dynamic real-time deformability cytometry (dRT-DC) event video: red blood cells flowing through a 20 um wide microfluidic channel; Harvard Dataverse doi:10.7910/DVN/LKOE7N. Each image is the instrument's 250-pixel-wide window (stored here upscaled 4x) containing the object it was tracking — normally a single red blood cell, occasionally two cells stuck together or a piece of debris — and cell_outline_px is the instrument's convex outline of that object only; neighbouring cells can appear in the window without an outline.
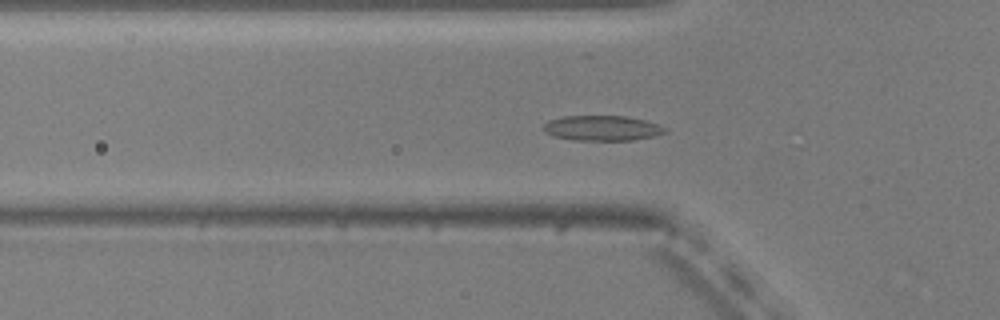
{"species": "common noctule bat (a hibernating species)", "species_latin": "Nyctalus noctula", "temperature_condition": "warm", "stored_images_in_passage": 18, "camera_frame_rate_fps": 3000, "um_per_image_px": 0.085, "animal": {"sex": "male", "body_mass_g": 20.5, "forearm_length_mm": 52.5}, "frame": {"image": 1, "passage_image": 15, "time_ms": 4.667, "image_size_px": [1000, 320], "cell_outline_px": [[668, 132], [656, 136], [632, 140], [572, 140], [552, 136], [544, 132], [544, 124], [548, 120], [564, 116], [628, 116], [644, 120], [668, 128]], "centroid_in_image_um": [51.19, 10.89], "position_along_channel_um": 74.6, "area_um2": 17.98}}